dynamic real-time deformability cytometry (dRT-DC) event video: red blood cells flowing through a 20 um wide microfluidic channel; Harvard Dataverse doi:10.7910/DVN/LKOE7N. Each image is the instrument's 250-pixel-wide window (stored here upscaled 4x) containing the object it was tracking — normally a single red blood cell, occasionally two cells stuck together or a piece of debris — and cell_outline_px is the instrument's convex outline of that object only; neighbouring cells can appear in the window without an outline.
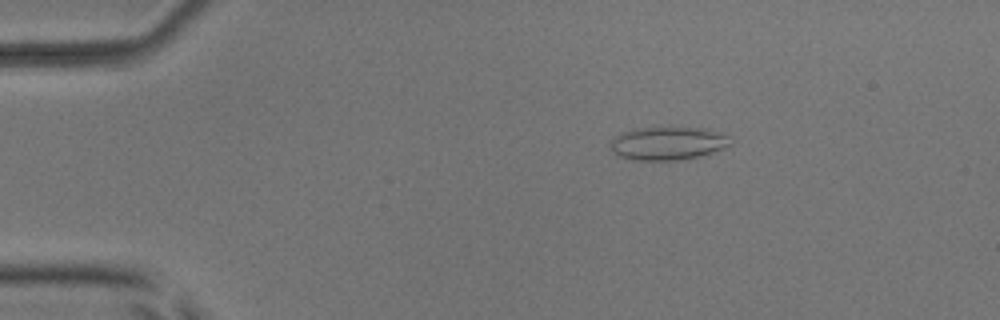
{"species": "common noctule bat (a hibernating species)", "species_latin": "Nyctalus noctula", "temperature_condition": "room temperature", "stored_images_in_passage": 50, "camera_frame_rate_fps": 3000, "um_per_image_px": 0.085, "animal": {"sex": "male", "body_mass_g": 17.9, "forearm_length_mm": 54.2}, "frame": {"image": 1, "passage_image": 7, "time_ms": 2.0, "image_size_px": [1000, 320], "cell_outline_px": [[732, 144], [724, 148], [700, 156], [680, 160], [632, 160], [620, 156], [612, 152], [608, 144], [620, 132], [636, 128], [708, 128], [728, 136], [732, 140]], "centroid_in_image_um": [56.75, 12.19], "position_along_channel_um": 28.2, "area_um2": 23.35}}
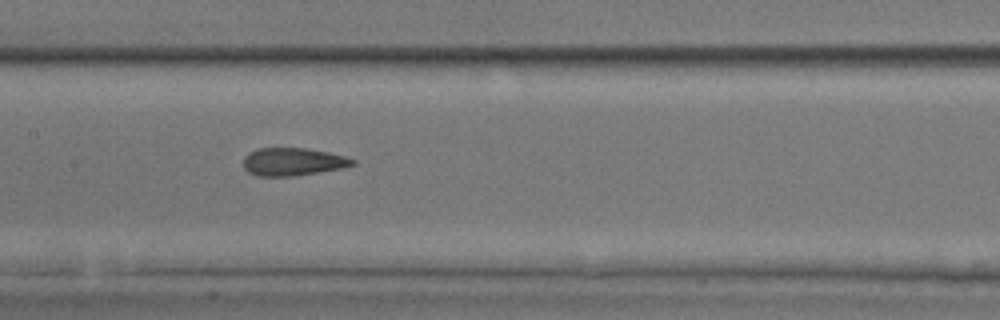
{"frame": {"image": 2, "passage_image": 24, "time_ms": 7.667, "image_size_px": [1000, 320], "cell_outline_px": [[356, 164], [340, 168], [292, 176], [256, 176], [248, 172], [244, 168], [244, 156], [248, 152], [256, 148], [304, 148], [328, 152], [344, 156], [356, 160]], "centroid_in_image_um": [24.85, 13.74], "position_along_channel_um": 182.6, "area_um2": 17.63}}
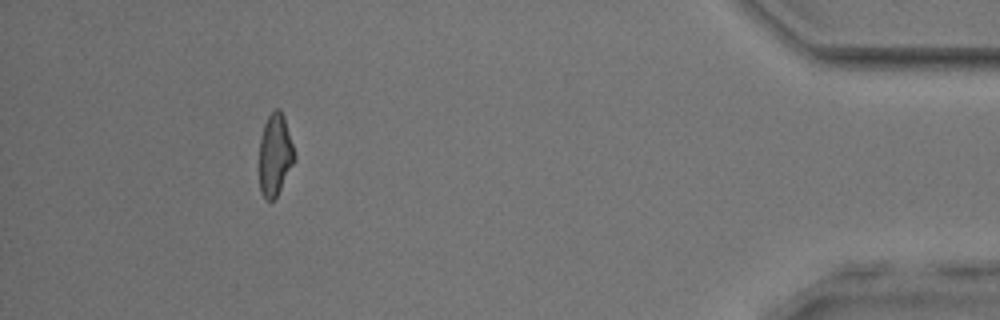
{"frame": {"image": 3, "passage_image": 46, "time_ms": 15.0, "image_size_px": [1000, 320], "cell_outline_px": [[296, 160], [276, 196], [272, 200], [268, 200], [260, 192], [260, 140], [264, 124], [268, 116], [276, 108], [280, 108], [284, 116], [296, 156]], "centroid_in_image_um": [23.39, 13.13], "position_along_channel_um": 411.8, "area_um2": 16.65}, "authors_computed_cell_mechanics": {"area_um2": 18.1203, "velocity_mm_per_s": 3.9129, "shape_relaxation_time_tau1_ms": null, "shape_relaxation_time_tau2_ms": 1.3712, "deformation_change_tau1": null, "deformation_change_tau2": 0.1035}}